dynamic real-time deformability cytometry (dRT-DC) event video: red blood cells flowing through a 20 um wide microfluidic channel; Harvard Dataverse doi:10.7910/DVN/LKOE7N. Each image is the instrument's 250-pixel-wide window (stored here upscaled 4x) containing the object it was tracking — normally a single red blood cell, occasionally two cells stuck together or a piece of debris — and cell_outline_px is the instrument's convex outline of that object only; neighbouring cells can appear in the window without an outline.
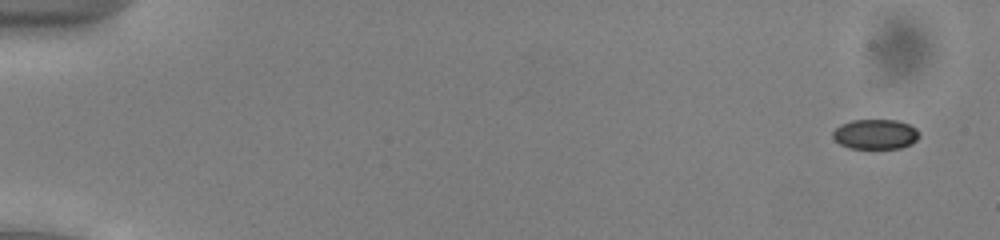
{"species": "common noctule bat (a hibernating species)", "species_latin": "Nyctalus noctula", "temperature_condition": "cold", "stored_images_in_passage": 54, "camera_frame_rate_fps": 3000, "um_per_image_px": 0.085, "animal": {"sex": "male", "body_mass_g": 13.0, "forearm_length_mm": 53.1}, "frame": {"image": 1, "passage_image": 3, "time_ms": 0.667, "image_size_px": [1000, 240], "cell_outline_px": [[920, 136], [912, 144], [900, 148], [848, 148], [840, 144], [832, 136], [832, 132], [840, 124], [852, 120], [896, 120], [908, 124], [916, 128], [920, 132]], "centroid_in_image_um": [74.42, 11.4], "position_along_channel_um": 10.6, "area_um2": 15.14}}
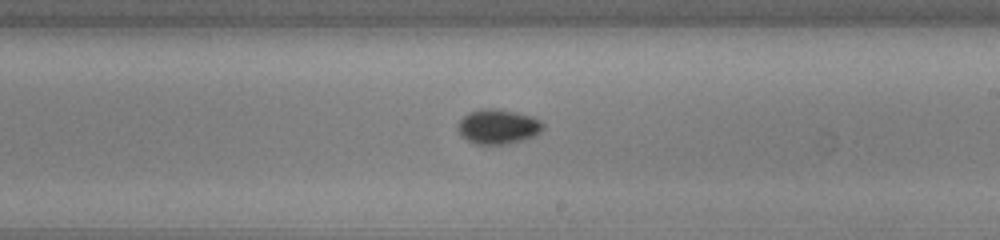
{"frame": {"image": 2, "passage_image": 33, "time_ms": 10.667, "image_size_px": [1000, 240], "cell_outline_px": [[544, 128], [536, 136], [524, 140], [508, 144], [476, 144], [460, 136], [456, 128], [456, 124], [468, 112], [484, 108], [496, 108], [516, 112], [532, 116], [540, 120], [544, 124]], "centroid_in_image_um": [42.33, 10.76], "position_along_channel_um": 246.7, "area_um2": 17.57}}
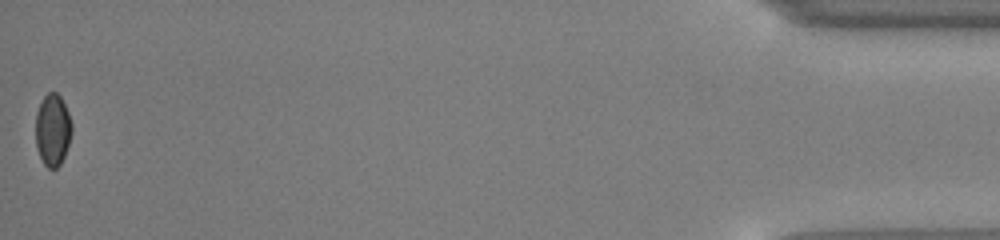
{"frame": {"image": 3, "passage_image": 54, "time_ms": 17.667, "image_size_px": [1000, 240], "cell_outline_px": [[72, 132], [64, 156], [60, 164], [56, 168], [48, 168], [44, 164], [36, 148], [36, 112], [40, 100], [48, 92], [56, 92], [60, 96], [68, 112], [72, 124]], "centroid_in_image_um": [4.46, 11.02], "position_along_channel_um": 430.7, "area_um2": 15.2}, "authors_computed_cell_mechanics": {"area_um2": 15.7505, "velocity_mm_per_s": 3.9175, "shape_relaxation_time_tau1_ms": 2.4159, "shape_relaxation_time_tau2_ms": null, "deformation_change_tau1": 0.0445, "deformation_change_tau2": null}}